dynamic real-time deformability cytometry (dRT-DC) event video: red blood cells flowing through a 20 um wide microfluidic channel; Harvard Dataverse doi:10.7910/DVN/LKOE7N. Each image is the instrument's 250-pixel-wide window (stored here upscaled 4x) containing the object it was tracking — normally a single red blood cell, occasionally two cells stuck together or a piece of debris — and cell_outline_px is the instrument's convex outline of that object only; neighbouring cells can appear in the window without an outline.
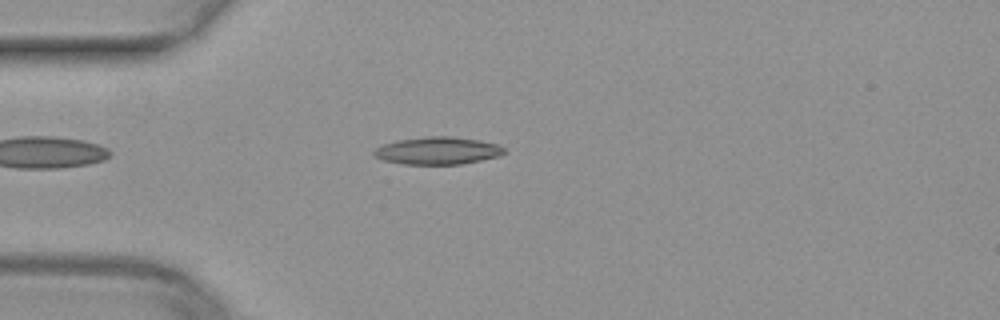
{"species": "common noctule bat (a hibernating species)", "species_latin": "Nyctalus noctula", "temperature_condition": "warm", "stored_images_in_passage": 40, "camera_frame_rate_fps": 3000, "um_per_image_px": 0.085, "animal": {"sex": "female", "body_mass_g": 29.2, "forearm_length_mm": 56.3}, "frame": {"image": 1, "passage_image": 3, "time_ms": 0.667, "image_size_px": [1000, 320], "cell_outline_px": [[508, 152], [500, 156], [460, 164], [404, 164], [384, 160], [376, 156], [372, 152], [380, 144], [396, 140], [424, 136], [452, 136], [480, 140], [500, 144]], "centroid_in_image_um": [37.23, 12.79], "position_along_channel_um": 47.8, "area_um2": 21.1}}
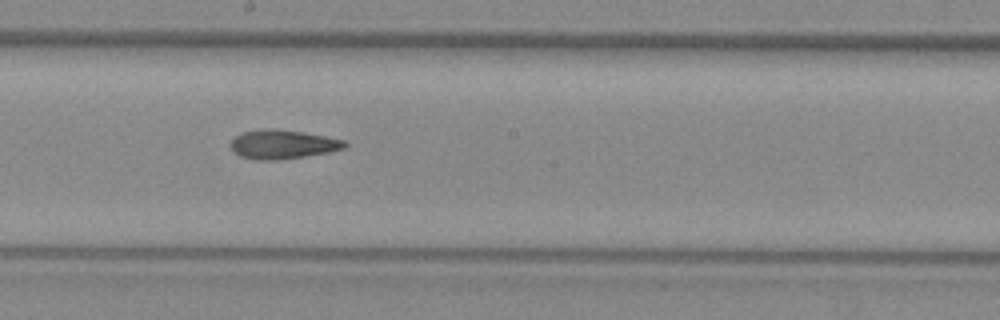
{"frame": {"image": 2, "passage_image": 17, "time_ms": 5.333, "image_size_px": [1000, 320], "cell_outline_px": [[348, 144], [344, 148], [328, 152], [280, 160], [252, 160], [240, 156], [232, 152], [228, 144], [240, 132], [304, 132], [344, 140]], "centroid_in_image_um": [24.0, 12.33], "position_along_channel_um": 224.2, "area_um2": 18.5}}
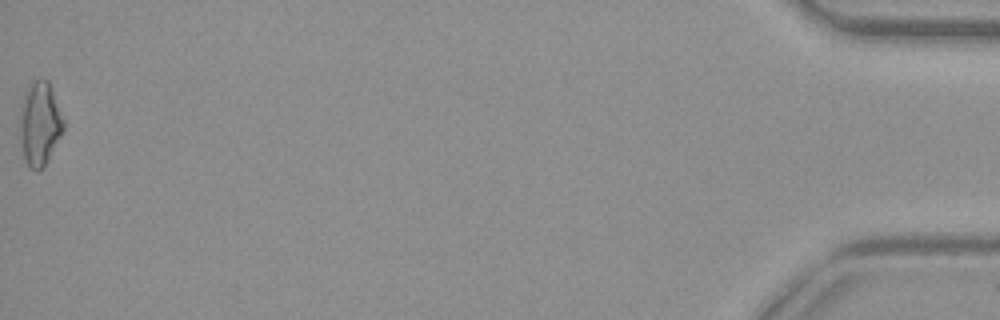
{"frame": {"image": 3, "passage_image": 40, "time_ms": 13.0, "image_size_px": [1000, 320], "cell_outline_px": [[64, 128], [44, 168], [36, 172], [24, 160], [20, 144], [20, 120], [24, 92], [28, 84], [32, 80], [48, 80], [64, 120]], "centroid_in_image_um": [3.37, 10.53], "position_along_channel_um": 431.8, "area_um2": 21.21}}